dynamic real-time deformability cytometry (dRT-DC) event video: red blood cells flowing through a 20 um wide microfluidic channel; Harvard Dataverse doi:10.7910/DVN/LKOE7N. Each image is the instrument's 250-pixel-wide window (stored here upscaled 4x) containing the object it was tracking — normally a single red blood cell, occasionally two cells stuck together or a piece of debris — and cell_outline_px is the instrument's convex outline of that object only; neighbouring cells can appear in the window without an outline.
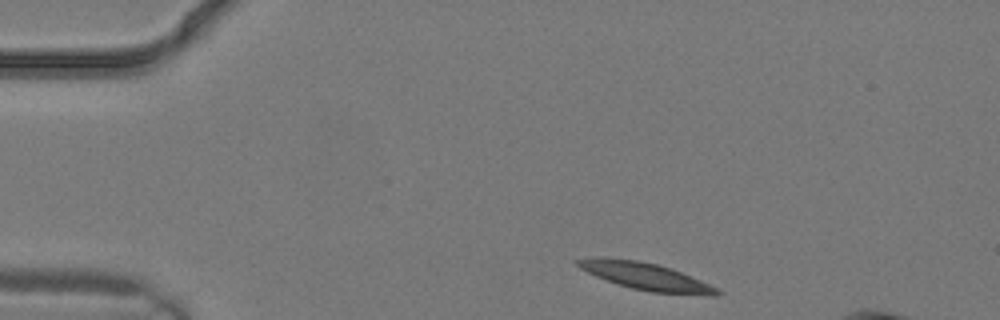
{"species": "common noctule bat (a hibernating species)", "species_latin": "Nyctalus noctula", "temperature_condition": "warm", "stored_images_in_passage": 2, "camera_frame_rate_fps": 3000, "um_per_image_px": 0.085, "animal": {"sex": "male", "body_mass_g": 19.2, "forearm_length_mm": 51.8}, "frame": {"image": 1, "passage_image": 1, "time_ms": 0.0, "image_size_px": [1000, 320], "cell_outline_px": [[724, 292], [716, 296], [712, 296], [652, 292], [632, 288], [616, 284], [596, 276], [580, 268], [576, 264], [576, 260], [640, 260], [672, 268], [700, 280]], "centroid_in_image_um": [55.05, 23.55], "position_along_channel_um": 30.0, "area_um2": 21.27}}